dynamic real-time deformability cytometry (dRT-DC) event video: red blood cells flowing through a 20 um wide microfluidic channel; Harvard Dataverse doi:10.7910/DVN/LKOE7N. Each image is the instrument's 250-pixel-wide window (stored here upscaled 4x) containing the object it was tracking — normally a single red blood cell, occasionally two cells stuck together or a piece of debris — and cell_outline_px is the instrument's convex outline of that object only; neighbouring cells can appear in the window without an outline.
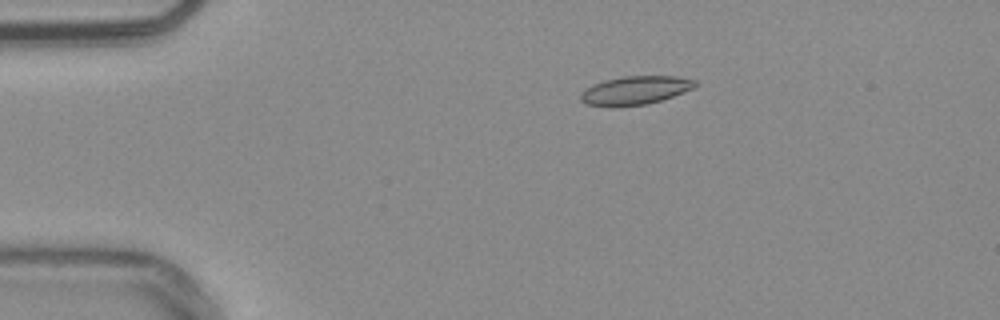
{"species": "common noctule bat (a hibernating species)", "species_latin": "Nyctalus noctula", "temperature_condition": "warm", "stored_images_in_passage": 44, "camera_frame_rate_fps": 3000, "um_per_image_px": 0.085, "animal": {"sex": "male", "body_mass_g": 20.4}, "frame": {"image": 1, "passage_image": 1, "time_ms": 0.0, "image_size_px": [1000, 320], "cell_outline_px": [[700, 84], [684, 92], [648, 104], [584, 104], [580, 100], [580, 92], [584, 88], [592, 84], [604, 80], [624, 76], [676, 76], [696, 80]], "centroid_in_image_um": [54.02, 7.63], "position_along_channel_um": 31.0, "area_um2": 18.55}}
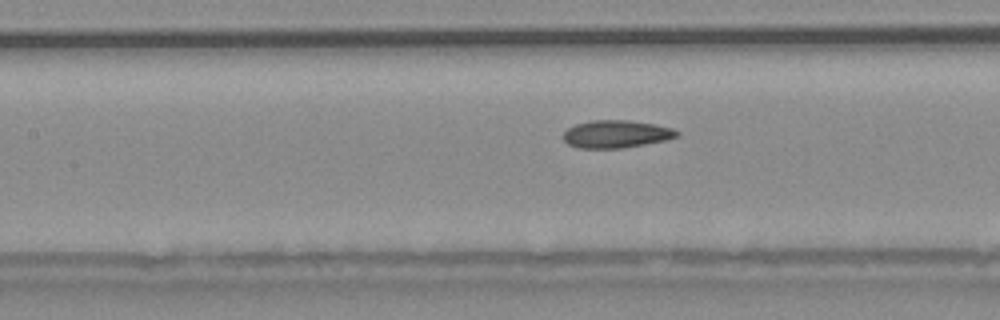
{"frame": {"image": 2, "passage_image": 15, "time_ms": 4.667, "image_size_px": [1000, 320], "cell_outline_px": [[680, 136], [668, 140], [620, 148], [576, 148], [568, 144], [564, 140], [564, 132], [568, 128], [576, 124], [592, 120], [628, 120], [656, 124], [672, 128], [680, 132]], "centroid_in_image_um": [52.41, 11.39], "position_along_channel_um": 155.0, "area_um2": 18.38}}
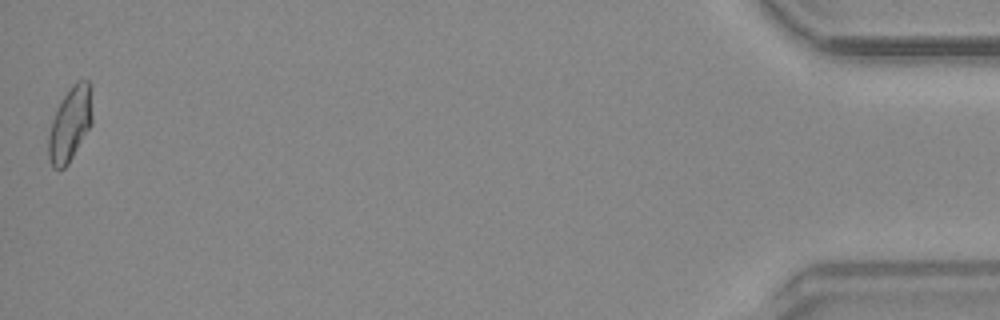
{"frame": {"image": 3, "passage_image": 44, "time_ms": 14.333, "image_size_px": [1000, 320], "cell_outline_px": [[92, 124], [68, 164], [64, 168], [52, 168], [48, 156], [48, 136], [52, 120], [56, 108], [72, 84], [76, 80], [88, 80], [92, 116]], "centroid_in_image_um": [5.93, 10.57], "position_along_channel_um": 429.3, "area_um2": 18.79}, "authors_computed_cell_mechanics": {"area_um2": 18.0914, "velocity_mm_per_s": 3.8033, "shape_relaxation_time_tau1_ms": null, "shape_relaxation_time_tau2_ms": 1.9963, "deformation_change_tau1": null, "deformation_change_tau2": 0.0678}}